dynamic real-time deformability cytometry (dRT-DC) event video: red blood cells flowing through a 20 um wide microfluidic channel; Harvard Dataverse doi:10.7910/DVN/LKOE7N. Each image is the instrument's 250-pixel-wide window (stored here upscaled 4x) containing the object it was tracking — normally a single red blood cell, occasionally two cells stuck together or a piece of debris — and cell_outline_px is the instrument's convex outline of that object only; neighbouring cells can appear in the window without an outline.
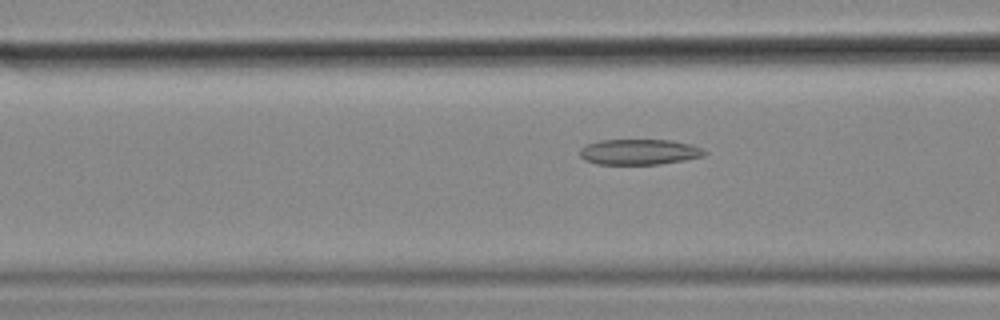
{"species": "common noctule bat (a hibernating species)", "species_latin": "Nyctalus noctula", "temperature_condition": "cold", "stored_images_in_passage": 57, "camera_frame_rate_fps": 3000, "um_per_image_px": 0.085, "animal": {"sex": "female", "body_mass_g": 18.4}, "frame": {"image": 1, "passage_image": 22, "time_ms": 7.0, "image_size_px": [1000, 320], "cell_outline_px": [[708, 152], [704, 156], [684, 160], [660, 164], [596, 164], [584, 160], [580, 156], [580, 148], [588, 144], [600, 140], [672, 140], [704, 148]], "centroid_in_image_um": [54.35, 12.91], "position_along_channel_um": 112.3, "area_um2": 18.61}}
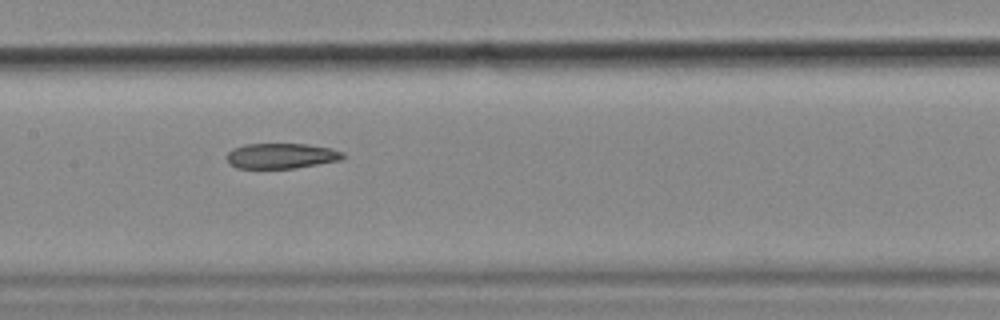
{"frame": {"image": 2, "passage_image": 28, "time_ms": 9.0, "image_size_px": [1000, 320], "cell_outline_px": [[344, 156], [340, 160], [292, 168], [236, 168], [228, 160], [228, 152], [232, 148], [244, 144], [308, 144], [332, 148], [344, 152]], "centroid_in_image_um": [23.92, 13.23], "position_along_channel_um": 183.5, "area_um2": 16.99}}
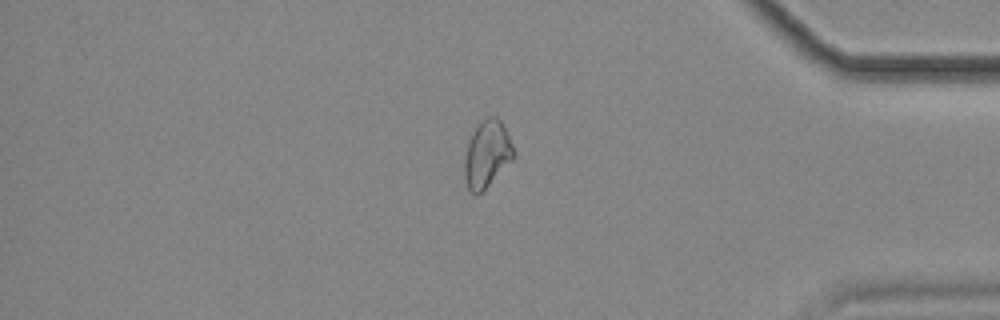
{"frame": {"image": 3, "passage_image": 48, "time_ms": 15.667, "image_size_px": [1000, 320], "cell_outline_px": [[516, 156], [476, 196], [468, 188], [464, 176], [464, 160], [468, 140], [476, 124], [480, 120], [488, 116], [496, 116], [504, 124], [516, 152]], "centroid_in_image_um": [41.39, 13.03], "position_along_channel_um": 393.8, "area_um2": 19.31}, "authors_computed_cell_mechanics": {"area_um2": 19.3052, "velocity_mm_per_s": 3.5644, "shape_relaxation_time_tau1_ms": null, "shape_relaxation_time_tau2_ms": 2.9722, "deformation_change_tau1": null, "deformation_change_tau2": 0.0808}}